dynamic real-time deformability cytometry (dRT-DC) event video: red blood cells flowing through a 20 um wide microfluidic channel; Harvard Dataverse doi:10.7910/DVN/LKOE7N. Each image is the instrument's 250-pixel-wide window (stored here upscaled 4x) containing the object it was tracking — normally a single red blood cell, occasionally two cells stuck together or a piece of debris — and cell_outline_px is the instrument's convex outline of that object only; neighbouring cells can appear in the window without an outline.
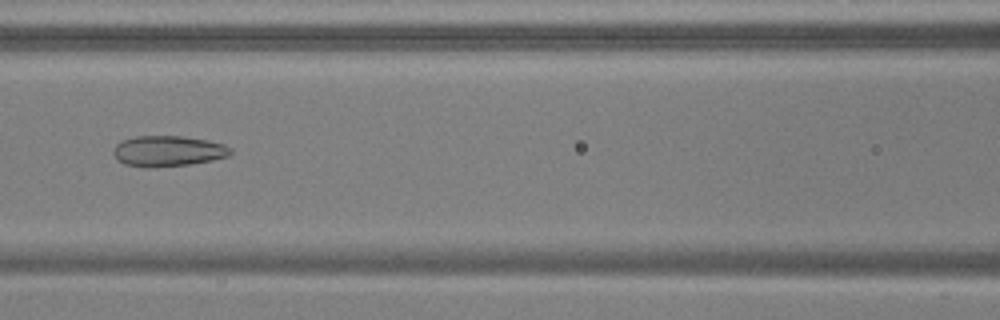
{"species": "common noctule bat (a hibernating species)", "species_latin": "Nyctalus noctula", "temperature_condition": "warm", "stored_images_in_passage": 54, "camera_frame_rate_fps": 3000, "um_per_image_px": 0.085, "animal": {"sex": "male", "body_mass_g": 17.9, "forearm_length_mm": 54.2}, "frame": {"image": 1, "passage_image": 25, "time_ms": 8.0, "image_size_px": [1000, 320], "cell_outline_px": [[232, 152], [228, 156], [212, 160], [188, 164], [152, 168], [144, 168], [124, 164], [116, 160], [112, 152], [116, 144], [124, 140], [136, 136], [184, 136], [208, 140], [224, 144], [232, 148]], "centroid_in_image_um": [14.26, 12.85], "position_along_channel_um": 152.3, "area_um2": 21.15}}
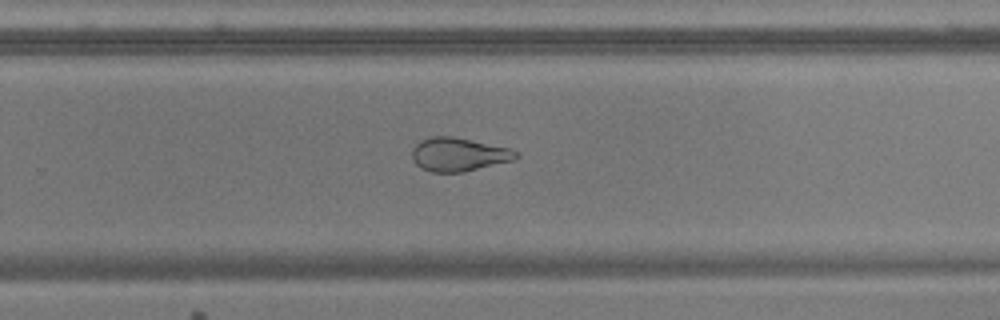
{"frame": {"image": 2, "passage_image": 36, "time_ms": 11.667, "image_size_px": [1000, 320], "cell_outline_px": [[520, 156], [512, 160], [464, 172], [432, 172], [420, 168], [416, 164], [412, 156], [412, 148], [420, 140], [432, 136], [452, 136], [508, 148], [520, 152]], "centroid_in_image_um": [38.96, 13.13], "position_along_channel_um": 290.8, "area_um2": 20.23}}
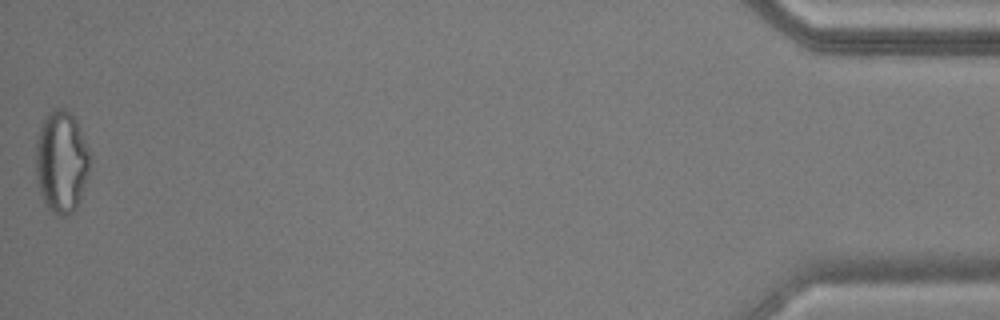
{"frame": {"image": 3, "passage_image": 54, "time_ms": 17.667, "image_size_px": [1000, 320], "cell_outline_px": [[88, 176], [80, 200], [76, 208], [68, 216], [60, 216], [52, 212], [44, 204], [36, 180], [36, 140], [44, 116], [52, 108], [64, 108], [76, 120], [88, 148]], "centroid_in_image_um": [5.19, 13.77], "position_along_channel_um": 430.0, "area_um2": 32.25}, "authors_computed_cell_mechanics": {"area_um2": 26.3857, "velocity_mm_per_s": 3.788, "shape_relaxation_time_tau1_ms": null, "shape_relaxation_time_tau2_ms": 2.2002, "deformation_change_tau1": null, "deformation_change_tau2": 0.1051}}